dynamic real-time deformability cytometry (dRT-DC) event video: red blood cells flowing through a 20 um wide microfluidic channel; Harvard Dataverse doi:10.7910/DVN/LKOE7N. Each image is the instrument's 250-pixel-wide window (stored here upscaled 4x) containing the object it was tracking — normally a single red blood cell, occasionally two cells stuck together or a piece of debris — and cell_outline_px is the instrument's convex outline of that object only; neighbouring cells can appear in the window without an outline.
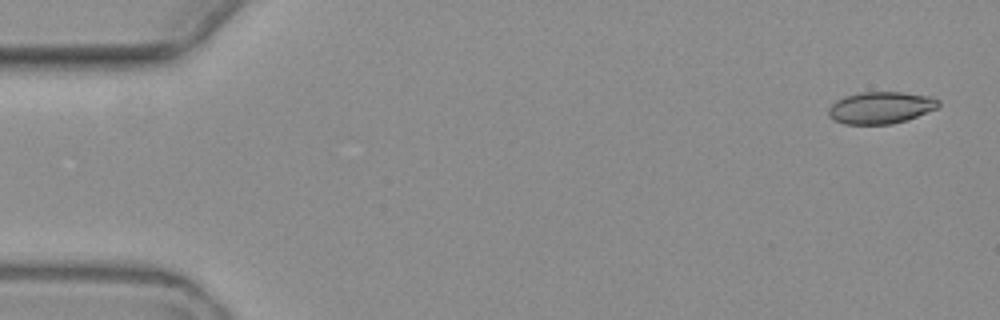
{"species": "common noctule bat (a hibernating species)", "species_latin": "Nyctalus noctula", "temperature_condition": "warm", "stored_images_in_passage": 5, "camera_frame_rate_fps": 3000, "um_per_image_px": 0.085, "animal": {"sex": "female", "body_mass_g": 19.3, "forearm_length_mm": 54.1}, "frame": {"image": 1, "passage_image": 1, "time_ms": 0.0, "image_size_px": [1000, 320], "cell_outline_px": [[940, 104], [936, 108], [908, 120], [892, 124], [844, 124], [828, 116], [828, 108], [836, 100], [844, 96], [860, 92], [904, 92], [932, 96], [940, 100]], "centroid_in_image_um": [74.87, 9.14], "position_along_channel_um": 10.1, "area_um2": 20.63}}
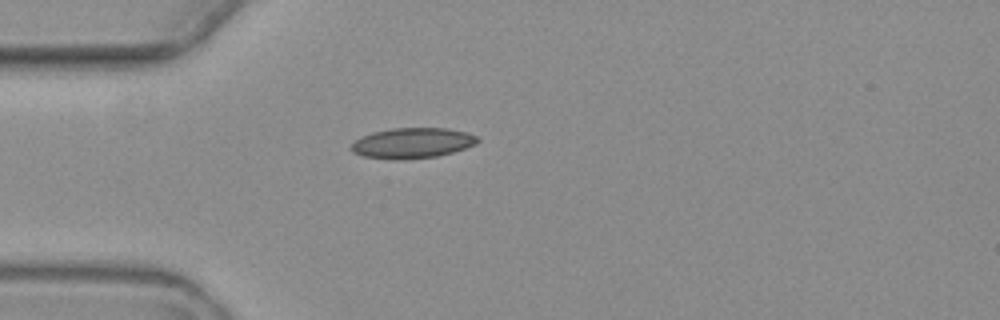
{"frame": {"image": 2, "passage_image": 4, "time_ms": 4.667, "image_size_px": [1000, 320], "cell_outline_px": [[480, 140], [476, 144], [452, 152], [436, 156], [396, 160], [364, 156], [352, 152], [348, 148], [360, 136], [372, 132], [392, 128], [444, 128], [468, 132], [476, 136]], "centroid_in_image_um": [35.02, 12.15], "position_along_channel_um": 50.0, "area_um2": 22.37}}